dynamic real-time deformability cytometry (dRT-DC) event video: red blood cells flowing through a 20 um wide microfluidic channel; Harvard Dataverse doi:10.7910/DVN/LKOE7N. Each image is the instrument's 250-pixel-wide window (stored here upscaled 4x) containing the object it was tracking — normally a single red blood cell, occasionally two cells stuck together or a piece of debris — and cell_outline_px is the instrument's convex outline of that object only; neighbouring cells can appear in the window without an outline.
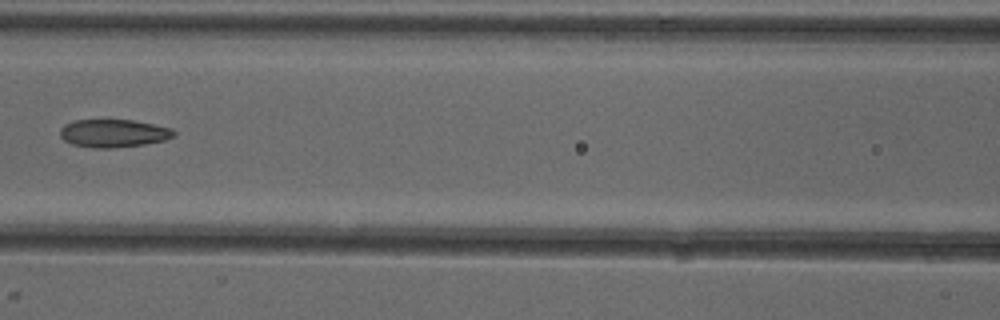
{"species": "common noctule bat (a hibernating species)", "species_latin": "Nyctalus noctula", "temperature_condition": "cold", "stored_images_in_passage": 8, "camera_frame_rate_fps": 3000, "um_per_image_px": 0.085, "animal": {"sex": "female"}, "frame": {"image": 1, "passage_image": 7, "time_ms": 7.667, "image_size_px": [1000, 320], "cell_outline_px": [[176, 136], [164, 140], [144, 144], [112, 148], [96, 148], [72, 144], [64, 140], [60, 136], [60, 128], [64, 124], [76, 120], [132, 120], [172, 128], [176, 132]], "centroid_in_image_um": [9.65, 11.33], "position_along_channel_um": 156.9, "area_um2": 18.5}}
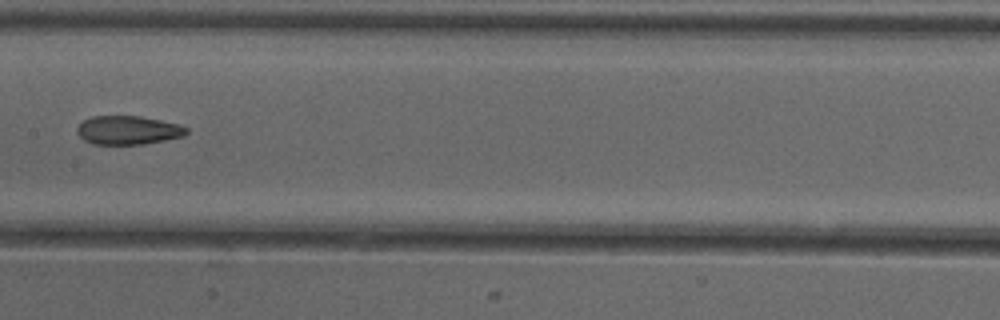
{"frame": {"image": 2, "passage_image": 8, "time_ms": 8.667, "image_size_px": [1000, 320], "cell_outline_px": [[188, 132], [184, 136], [144, 144], [92, 144], [84, 140], [76, 132], [76, 128], [84, 120], [92, 116], [140, 116], [180, 124], [188, 128]], "centroid_in_image_um": [10.89, 11.06], "position_along_channel_um": 196.5, "area_um2": 18.32}}